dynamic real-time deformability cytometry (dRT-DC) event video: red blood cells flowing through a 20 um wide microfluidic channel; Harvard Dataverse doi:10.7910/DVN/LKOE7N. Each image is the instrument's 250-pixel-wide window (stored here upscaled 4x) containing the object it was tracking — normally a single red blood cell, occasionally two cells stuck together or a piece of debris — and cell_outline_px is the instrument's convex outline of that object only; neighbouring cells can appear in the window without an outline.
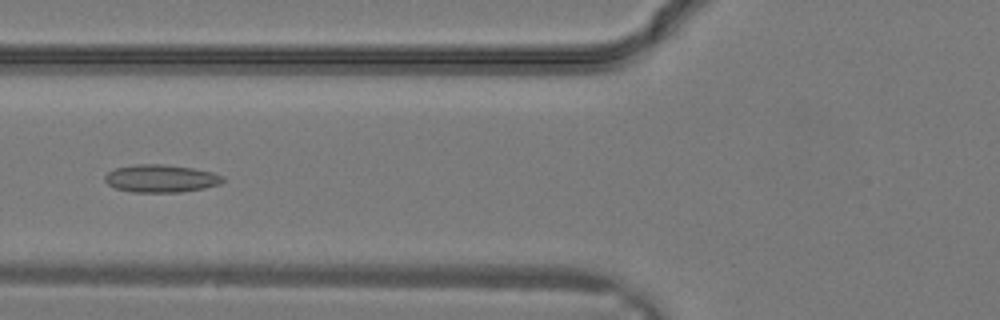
{"species": "common noctule bat (a hibernating species)", "species_latin": "Nyctalus noctula", "temperature_condition": "warm", "stored_images_in_passage": 32, "camera_frame_rate_fps": 3000, "um_per_image_px": 0.085, "animal": {"sex": "male", "body_mass_g": 19.2, "forearm_length_mm": 51.8}, "frame": {"image": 1, "passage_image": 13, "time_ms": 4.0, "image_size_px": [1000, 320], "cell_outline_px": [[224, 180], [220, 184], [204, 188], [180, 192], [132, 192], [116, 188], [108, 184], [104, 180], [104, 176], [108, 172], [116, 168], [132, 164], [164, 164], [192, 168], [212, 172], [224, 176]], "centroid_in_image_um": [13.67, 15.16], "position_along_channel_um": 112.1, "area_um2": 19.07}}
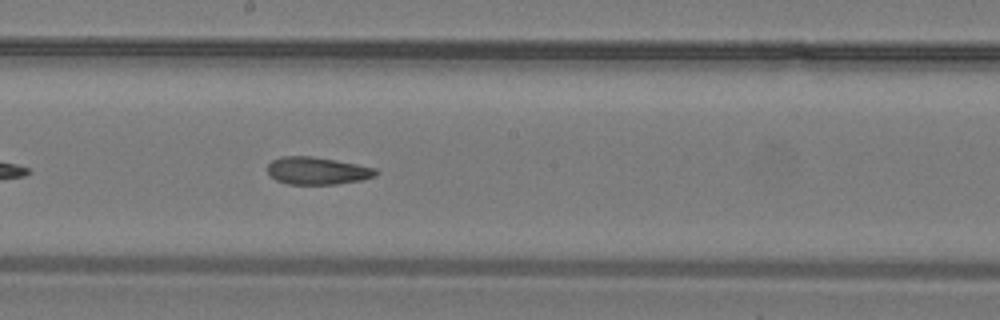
{"frame": {"image": 2, "passage_image": 18, "time_ms": 5.667, "image_size_px": [1000, 320], "cell_outline_px": [[380, 172], [376, 176], [360, 180], [336, 184], [288, 184], [276, 180], [268, 172], [268, 164], [272, 160], [280, 156], [312, 156], [336, 160], [376, 168]], "centroid_in_image_um": [26.98, 14.51], "position_along_channel_um": 221.2, "area_um2": 17.34}}
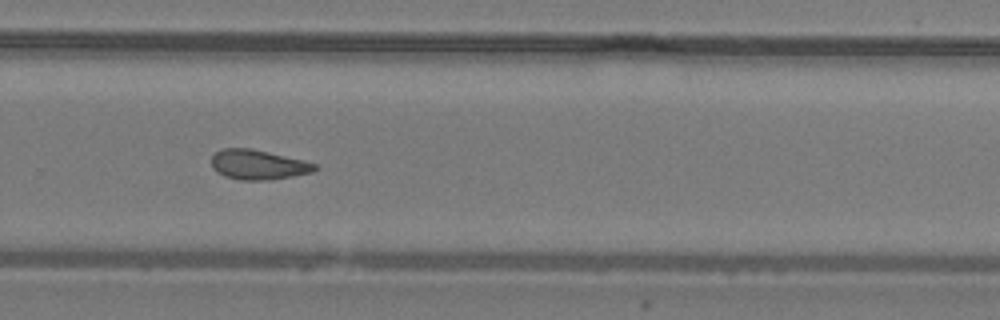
{"frame": {"image": 3, "passage_image": 22, "time_ms": 7.0, "image_size_px": [1000, 320], "cell_outline_px": [[316, 168], [312, 172], [292, 176], [268, 180], [240, 180], [224, 176], [216, 172], [212, 168], [212, 156], [220, 148], [248, 148], [268, 152], [304, 160], [316, 164]], "centroid_in_image_um": [21.9, 14.0], "position_along_channel_um": 307.9, "area_um2": 17.86}}